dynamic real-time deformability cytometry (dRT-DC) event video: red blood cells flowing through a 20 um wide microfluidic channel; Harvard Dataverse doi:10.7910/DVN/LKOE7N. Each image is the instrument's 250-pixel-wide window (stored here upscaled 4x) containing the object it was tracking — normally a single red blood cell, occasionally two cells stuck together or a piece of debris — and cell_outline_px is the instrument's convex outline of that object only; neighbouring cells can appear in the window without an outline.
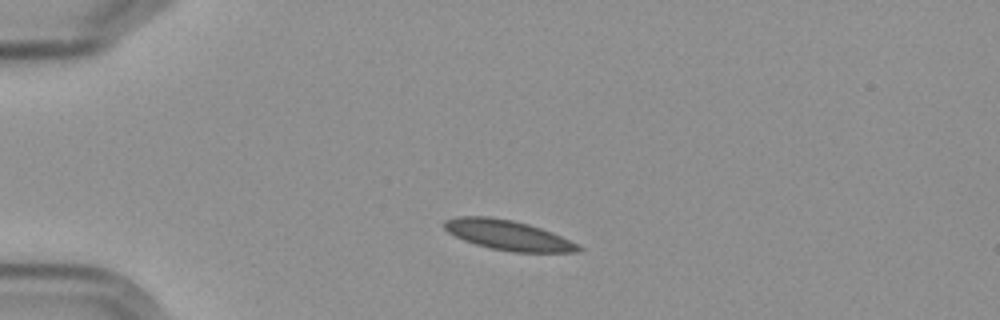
{"species": "Egyptian fruit bat (a non-hibernating species)", "species_latin": "Rousettus aegyptiacus", "temperature_condition": "cold", "stored_images_in_passage": 3, "camera_frame_rate_fps": 3000, "um_per_image_px": 0.085, "frame": {"image": 1, "passage_image": 2, "time_ms": 1.333, "image_size_px": [1000, 320], "cell_outline_px": [[584, 248], [580, 252], [512, 252], [492, 248], [476, 244], [464, 240], [448, 232], [444, 228], [444, 220], [460, 216], [488, 216], [512, 220], [528, 224], [552, 232]], "centroid_in_image_um": [43.17, 19.98], "position_along_channel_um": 41.8, "area_um2": 23.12}}